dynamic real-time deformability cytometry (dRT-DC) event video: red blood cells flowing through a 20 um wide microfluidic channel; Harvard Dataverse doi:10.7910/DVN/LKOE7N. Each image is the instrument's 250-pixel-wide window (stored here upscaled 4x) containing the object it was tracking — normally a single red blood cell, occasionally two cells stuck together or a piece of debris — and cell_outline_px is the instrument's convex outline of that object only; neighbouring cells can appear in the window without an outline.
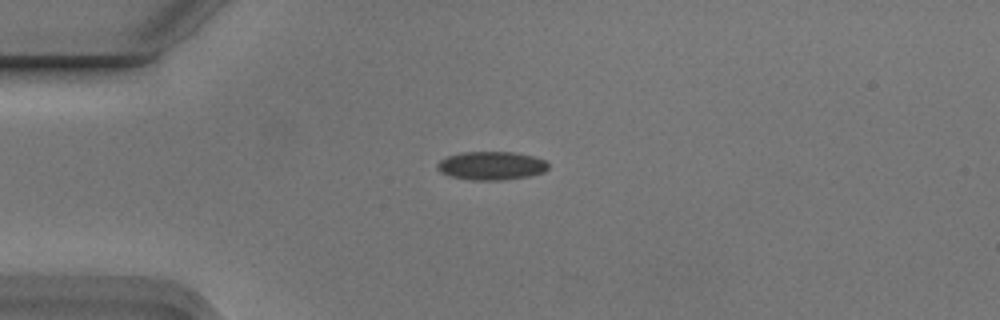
{"species": "Egyptian fruit bat (a non-hibernating species)", "species_latin": "Rousettus aegyptiacus", "temperature_condition": "cold", "stored_images_in_passage": 2, "camera_frame_rate_fps": 3000, "um_per_image_px": 0.085, "animal": {"sex": "male"}, "frame": {"image": 1, "passage_image": 1, "time_ms": 0.0, "image_size_px": [1000, 320], "cell_outline_px": [[548, 168], [544, 172], [528, 176], [504, 180], [468, 180], [448, 176], [440, 172], [436, 168], [436, 164], [440, 160], [448, 156], [464, 152], [512, 152], [532, 156], [544, 160], [548, 164]], "centroid_in_image_um": [41.72, 14.09], "position_along_channel_um": 43.3, "area_um2": 18.44}}